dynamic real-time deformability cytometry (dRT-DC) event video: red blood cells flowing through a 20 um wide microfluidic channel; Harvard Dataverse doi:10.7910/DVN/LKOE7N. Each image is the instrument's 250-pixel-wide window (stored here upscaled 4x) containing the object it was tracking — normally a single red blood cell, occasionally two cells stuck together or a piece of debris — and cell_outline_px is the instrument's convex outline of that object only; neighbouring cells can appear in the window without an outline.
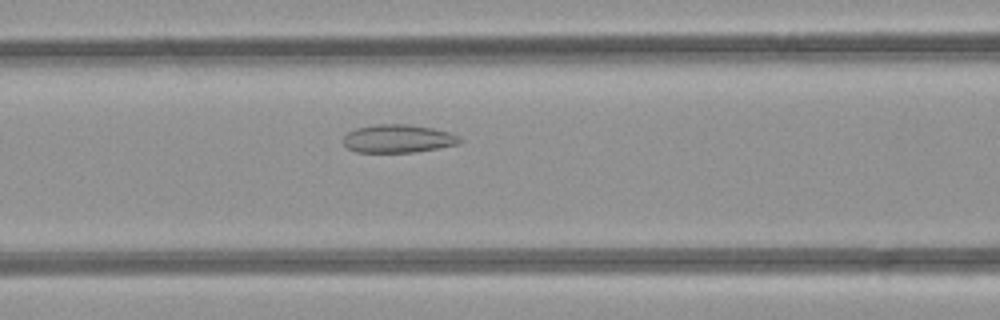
{"species": "common noctule bat (a hibernating species)", "species_latin": "Nyctalus noctula", "temperature_condition": "room temperature", "stored_images_in_passage": 28, "camera_frame_rate_fps": 3000, "um_per_image_px": 0.085, "animal": {"sex": "female", "body_mass_g": 21.9}, "frame": {"image": 1, "passage_image": 5, "time_ms": 1.333, "image_size_px": [1000, 320], "cell_outline_px": [[464, 140], [456, 144], [436, 148], [412, 152], [356, 152], [348, 148], [344, 144], [344, 136], [348, 132], [356, 128], [376, 124], [408, 124], [432, 128], [448, 132], [460, 136]], "centroid_in_image_um": [33.83, 11.78], "position_along_channel_um": 132.8, "area_um2": 18.96}}
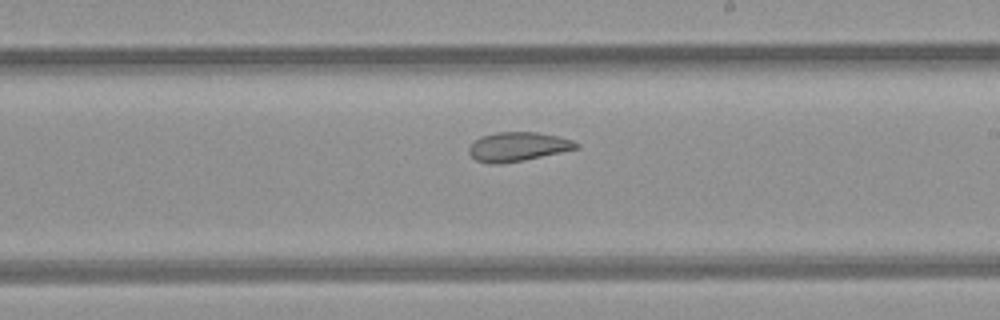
{"frame": {"image": 2, "passage_image": 13, "time_ms": 4.0, "image_size_px": [1000, 320], "cell_outline_px": [[580, 148], [524, 160], [500, 164], [492, 164], [476, 160], [468, 152], [468, 148], [480, 136], [496, 132], [536, 132], [556, 136], [572, 140], [580, 144]], "centroid_in_image_um": [44.02, 12.47], "position_along_channel_um": 245.0, "area_um2": 18.15}}
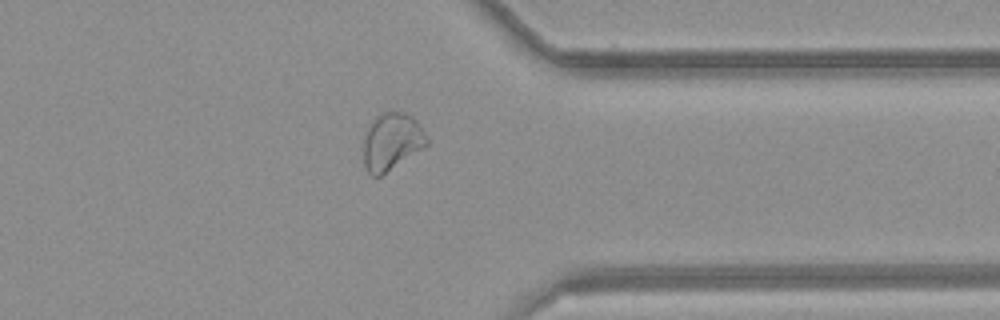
{"frame": {"image": 3, "passage_image": 23, "time_ms": 7.333, "image_size_px": [1000, 320], "cell_outline_px": [[428, 144], [380, 176], [372, 176], [368, 172], [364, 164], [364, 140], [368, 124], [380, 112], [404, 112], [412, 116], [420, 124], [428, 140]], "centroid_in_image_um": [33.28, 12.0], "position_along_channel_um": 378.1, "area_um2": 20.92}}